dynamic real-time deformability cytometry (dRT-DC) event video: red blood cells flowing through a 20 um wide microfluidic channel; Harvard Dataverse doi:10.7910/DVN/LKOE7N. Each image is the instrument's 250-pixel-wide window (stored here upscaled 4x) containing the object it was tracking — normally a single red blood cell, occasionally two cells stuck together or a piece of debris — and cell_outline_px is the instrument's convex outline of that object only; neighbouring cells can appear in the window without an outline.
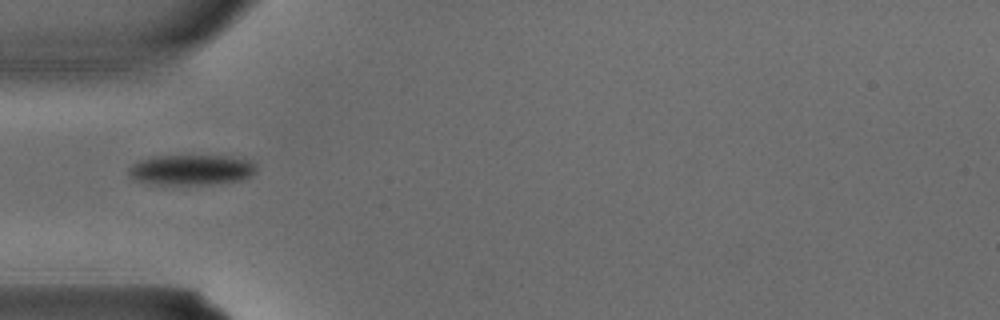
{"species": "common noctule bat (a hibernating species)", "species_latin": "Nyctalus noctula", "temperature_condition": "warm", "stored_images_in_passage": 1, "camera_frame_rate_fps": 3000, "um_per_image_px": 0.085, "animal": {"sex": "male", "body_mass_g": 15.6}, "frame": {"image": 1, "passage_image": 1, "time_ms": 0.0, "image_size_px": [1000, 320], "cell_outline_px": [[256, 172], [252, 176], [240, 180], [220, 184], [148, 184], [136, 180], [128, 176], [128, 168], [132, 164], [140, 160], [156, 156], [224, 156], [252, 160], [256, 164]], "centroid_in_image_um": [16.28, 14.44], "position_along_channel_um": 68.7, "area_um2": 22.83}}